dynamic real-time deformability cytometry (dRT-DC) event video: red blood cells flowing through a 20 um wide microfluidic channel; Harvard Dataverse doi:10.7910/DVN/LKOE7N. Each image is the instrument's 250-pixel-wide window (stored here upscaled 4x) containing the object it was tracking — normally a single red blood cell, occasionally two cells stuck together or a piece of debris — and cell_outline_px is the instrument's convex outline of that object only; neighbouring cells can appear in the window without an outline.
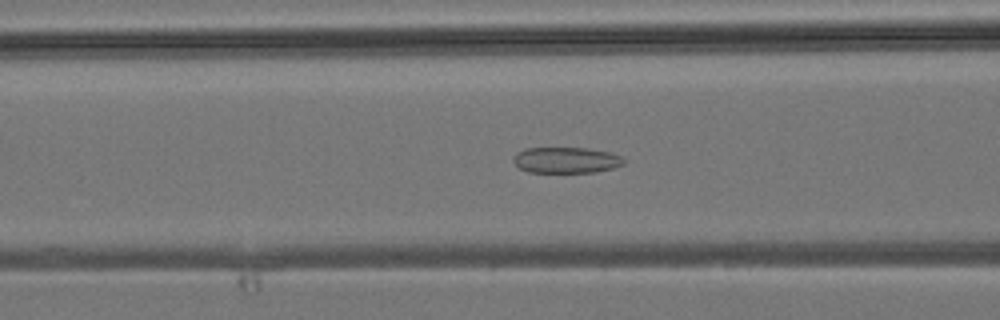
{"species": "common noctule bat (a hibernating species)", "species_latin": "Nyctalus noctula", "temperature_condition": "room temperature", "stored_images_in_passage": 33, "camera_frame_rate_fps": 3000, "um_per_image_px": 0.085, "animal": {"sex": "male", "body_mass_g": 19.2, "forearm_length_mm": 51.8}, "frame": {"image": 1, "passage_image": 12, "time_ms": 3.667, "image_size_px": [1000, 320], "cell_outline_px": [[624, 164], [612, 168], [596, 172], [528, 172], [520, 168], [512, 160], [516, 152], [524, 148], [588, 148], [612, 152], [620, 156], [624, 160]], "centroid_in_image_um": [48.12, 13.6], "position_along_channel_um": 118.5, "area_um2": 16.76}}
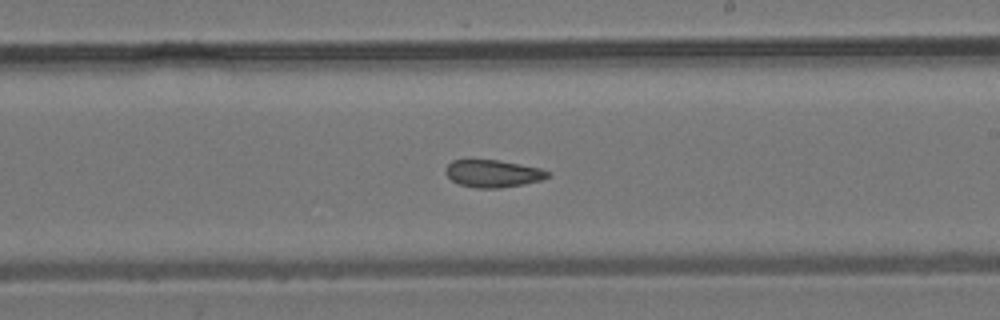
{"frame": {"image": 2, "passage_image": 20, "time_ms": 6.333, "image_size_px": [1000, 320], "cell_outline_px": [[552, 176], [540, 180], [524, 184], [500, 188], [476, 188], [460, 184], [452, 180], [444, 172], [444, 168], [452, 160], [496, 160], [520, 164], [540, 168], [552, 172]], "centroid_in_image_um": [41.92, 14.75], "position_along_channel_um": 247.1, "area_um2": 16.36}}
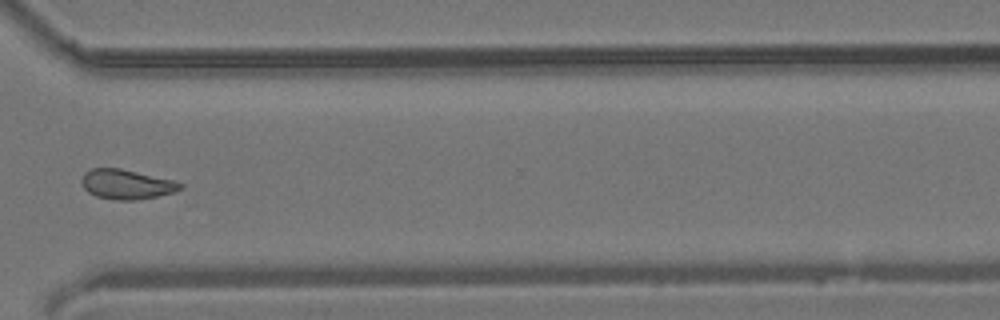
{"frame": {"image": 3, "passage_image": 27, "time_ms": 8.667, "image_size_px": [1000, 320], "cell_outline_px": [[184, 188], [176, 192], [136, 200], [116, 200], [96, 196], [88, 192], [84, 188], [84, 172], [92, 168], [120, 168], [172, 180], [184, 184]], "centroid_in_image_um": [10.8, 15.67], "position_along_channel_um": 359.8, "area_um2": 16.88}}